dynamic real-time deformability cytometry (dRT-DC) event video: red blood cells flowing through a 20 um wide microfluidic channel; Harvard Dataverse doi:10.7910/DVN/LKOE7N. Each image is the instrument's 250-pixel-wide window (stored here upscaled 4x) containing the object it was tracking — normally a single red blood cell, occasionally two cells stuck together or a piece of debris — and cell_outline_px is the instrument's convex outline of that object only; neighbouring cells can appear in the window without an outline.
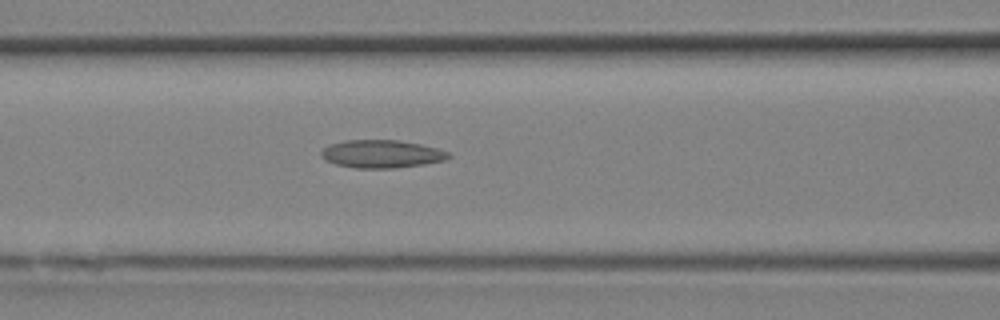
{"species": "Egyptian fruit bat (a non-hibernating species)", "species_latin": "Rousettus aegyptiacus", "temperature_condition": "room temperature", "stored_images_in_passage": 3, "camera_frame_rate_fps": 3000, "um_per_image_px": 0.085, "animal": {"sex": "female"}, "frame": {"image": 1, "passage_image": 3, "time_ms": 0.667, "image_size_px": [1000, 320], "cell_outline_px": [[452, 156], [444, 160], [424, 164], [392, 168], [356, 168], [336, 164], [320, 156], [320, 152], [328, 144], [344, 140], [400, 140], [420, 144], [436, 148], [448, 152]], "centroid_in_image_um": [32.42, 13.07], "position_along_channel_um": 134.2, "area_um2": 20.63}}